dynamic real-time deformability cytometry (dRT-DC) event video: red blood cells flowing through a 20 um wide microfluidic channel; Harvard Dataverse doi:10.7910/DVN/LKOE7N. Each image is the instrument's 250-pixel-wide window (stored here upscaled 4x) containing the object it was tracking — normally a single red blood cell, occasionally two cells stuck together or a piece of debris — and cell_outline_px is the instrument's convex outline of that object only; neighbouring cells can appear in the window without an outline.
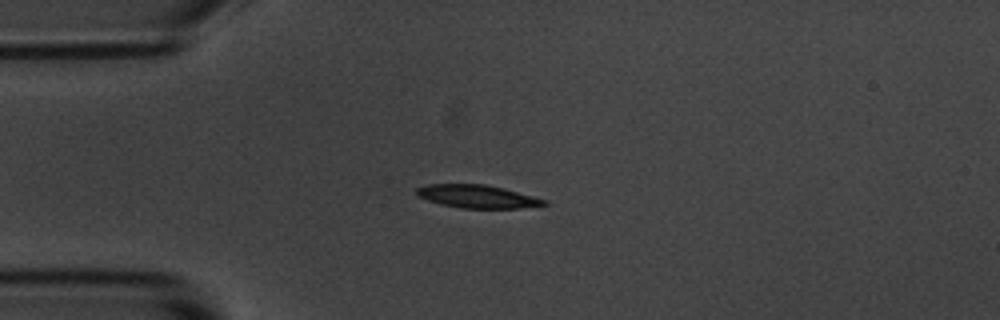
{"species": "common noctule bat (a hibernating species)", "species_latin": "Nyctalus noctula", "temperature_condition": "room temperature", "stored_images_in_passage": 5, "camera_frame_rate_fps": 3000, "um_per_image_px": 0.085, "animal": {"sex": "male", "body_mass_g": 20.1, "forearm_length_mm": 53.5}, "frame": {"image": 1, "passage_image": 3, "time_ms": 2.333, "image_size_px": [1000, 320], "cell_outline_px": [[548, 204], [520, 208], [460, 208], [440, 204], [416, 196], [416, 188], [428, 184], [484, 184], [504, 188], [548, 200]], "centroid_in_image_um": [40.56, 16.7], "position_along_channel_um": 44.4, "area_um2": 17.17}}
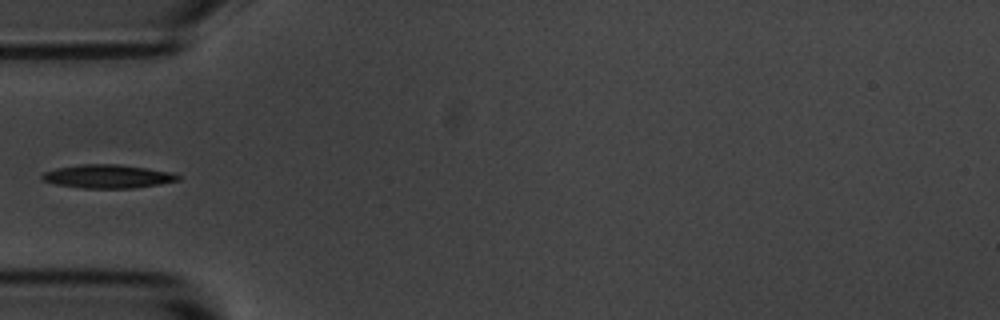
{"frame": {"image": 2, "passage_image": 4, "time_ms": 3.667, "image_size_px": [1000, 320], "cell_outline_px": [[180, 180], [160, 184], [132, 188], [84, 188], [56, 184], [44, 180], [40, 176], [44, 172], [56, 168], [80, 164], [116, 164], [172, 172], [180, 176]], "centroid_in_image_um": [9.16, 14.99], "position_along_channel_um": 75.8, "area_um2": 18.44}}